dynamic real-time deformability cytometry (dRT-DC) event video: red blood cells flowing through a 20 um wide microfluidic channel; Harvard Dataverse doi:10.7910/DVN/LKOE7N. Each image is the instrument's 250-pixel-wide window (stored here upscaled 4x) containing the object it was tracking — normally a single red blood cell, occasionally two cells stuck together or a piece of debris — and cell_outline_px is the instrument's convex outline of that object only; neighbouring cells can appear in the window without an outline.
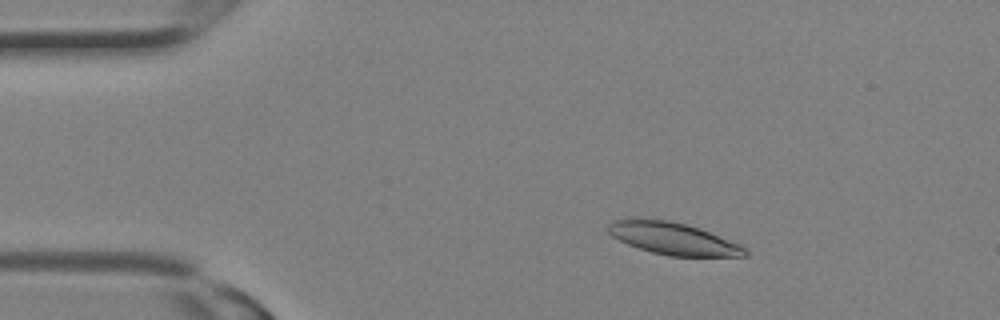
{"species": "Egyptian fruit bat (a non-hibernating species)", "species_latin": "Rousettus aegyptiacus", "temperature_condition": "room temperature", "stored_images_in_passage": 13, "camera_frame_rate_fps": 3000, "um_per_image_px": 0.085, "animal": {"sex": "female"}, "frame": {"image": 1, "passage_image": 4, "time_ms": 1.0, "image_size_px": [1000, 320], "cell_outline_px": [[748, 256], [668, 256], [652, 252], [628, 244], [612, 236], [608, 232], [608, 224], [612, 220], [632, 216], [636, 216], [672, 220], [700, 228], [740, 244], [748, 252]], "centroid_in_image_um": [57.15, 20.23], "position_along_channel_um": 27.8, "area_um2": 26.13}}
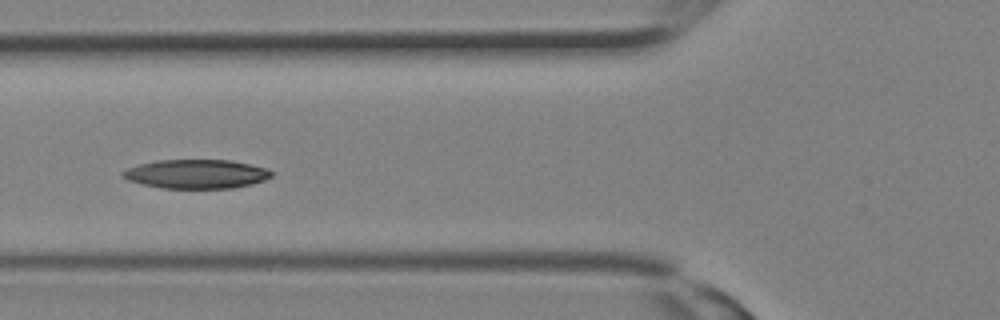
{"frame": {"image": 2, "passage_image": 10, "time_ms": 3.0, "image_size_px": [1000, 320], "cell_outline_px": [[272, 176], [264, 180], [252, 184], [232, 188], [160, 188], [128, 180], [120, 176], [120, 172], [128, 168], [140, 164], [156, 160], [228, 160], [248, 164], [264, 168], [272, 172]], "centroid_in_image_um": [16.64, 14.79], "position_along_channel_um": 109.2, "area_um2": 24.97}}
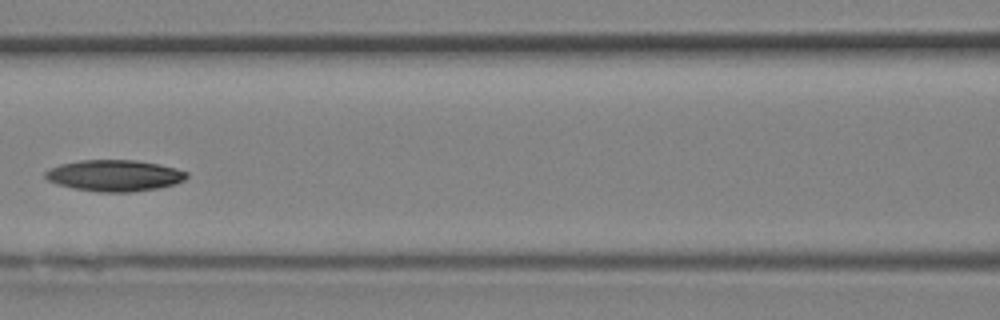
{"frame": {"image": 3, "passage_image": 12, "time_ms": 3.667, "image_size_px": [1000, 320], "cell_outline_px": [[188, 176], [184, 180], [176, 184], [156, 188], [132, 192], [100, 192], [76, 188], [56, 184], [48, 180], [44, 176], [44, 172], [48, 168], [60, 164], [80, 160], [136, 160], [160, 164], [176, 168], [188, 172]], "centroid_in_image_um": [9.73, 14.91], "position_along_channel_um": 156.9, "area_um2": 25.89}}